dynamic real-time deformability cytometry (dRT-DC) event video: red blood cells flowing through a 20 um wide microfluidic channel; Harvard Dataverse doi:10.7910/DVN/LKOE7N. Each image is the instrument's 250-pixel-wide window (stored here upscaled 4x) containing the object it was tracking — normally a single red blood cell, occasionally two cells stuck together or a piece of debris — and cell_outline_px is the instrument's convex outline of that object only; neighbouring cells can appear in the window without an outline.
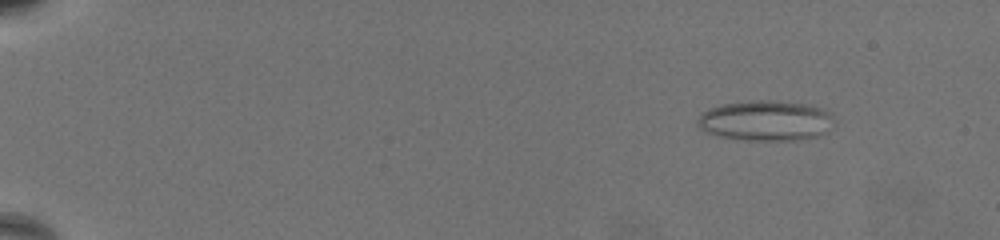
{"species": "common noctule bat (a hibernating species)", "species_latin": "Nyctalus noctula", "temperature_condition": "warm", "stored_images_in_passage": 68, "camera_frame_rate_fps": 3000, "um_per_image_px": 0.085, "animal": {"sex": "female", "body_mass_g": 19.5, "forearm_length_mm": 54.1}, "frame": {"image": 1, "passage_image": 9, "time_ms": 2.667, "image_size_px": [1000, 240], "cell_outline_px": [[836, 120], [828, 132], [816, 136], [796, 140], [736, 140], [716, 136], [704, 132], [696, 124], [696, 120], [708, 108], [720, 104], [752, 100], [768, 100], [804, 104], [820, 108], [828, 112]], "centroid_in_image_um": [65.04, 10.27], "position_along_channel_um": 20.0, "area_um2": 32.43}}
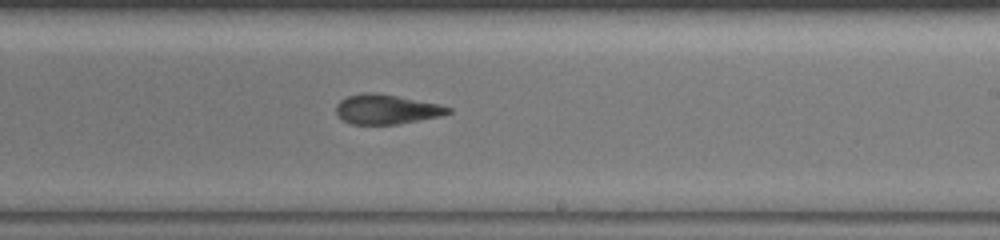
{"frame": {"image": 2, "passage_image": 45, "time_ms": 14.667, "image_size_px": [1000, 240], "cell_outline_px": [[452, 112], [440, 116], [396, 124], [348, 124], [336, 112], [336, 104], [340, 100], [348, 96], [360, 92], [376, 92], [440, 104], [452, 108]], "centroid_in_image_um": [32.84, 9.28], "position_along_channel_um": 256.2, "area_um2": 19.36}}
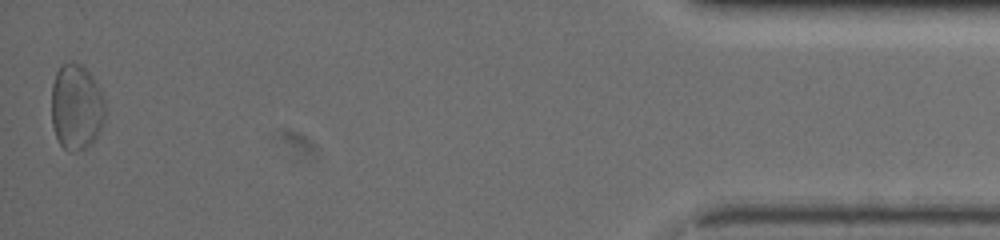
{"frame": {"image": 3, "passage_image": 68, "time_ms": 22.333, "image_size_px": [1000, 240], "cell_outline_px": [[104, 120], [100, 132], [84, 148], [76, 152], [68, 152], [60, 144], [56, 136], [52, 124], [52, 84], [56, 72], [64, 64], [72, 60], [84, 64], [92, 76], [104, 96]], "centroid_in_image_um": [6.49, 9.07], "position_along_channel_um": 428.7, "area_um2": 26.99}, "authors_computed_cell_mechanics": {"area_um2": 22.2819, "velocity_mm_per_s": 3.2171, "shape_relaxation_time_tau1_ms": null, "shape_relaxation_time_tau2_ms": 4.0283, "deformation_change_tau1": null, "deformation_change_tau2": 0.1393}}